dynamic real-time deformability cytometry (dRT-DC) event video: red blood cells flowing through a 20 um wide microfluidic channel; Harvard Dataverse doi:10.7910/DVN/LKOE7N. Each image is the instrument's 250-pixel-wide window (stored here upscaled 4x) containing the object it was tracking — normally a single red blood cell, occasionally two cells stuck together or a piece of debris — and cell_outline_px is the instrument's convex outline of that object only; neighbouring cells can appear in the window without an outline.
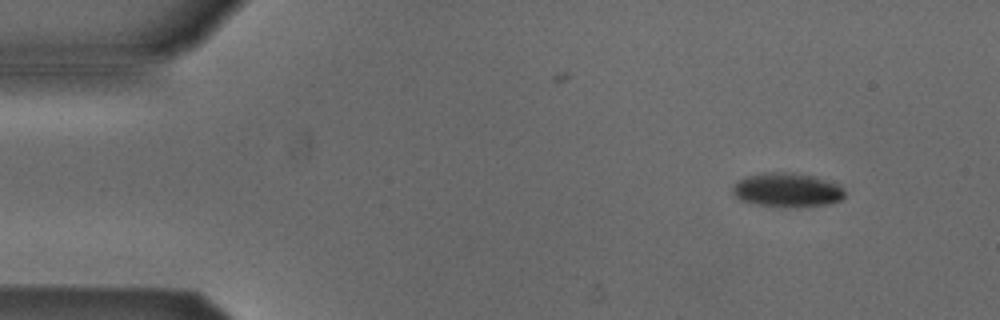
{"species": "Egyptian fruit bat (a non-hibernating species)", "species_latin": "Rousettus aegyptiacus", "temperature_condition": "cold", "stored_images_in_passage": 7, "camera_frame_rate_fps": 3000, "um_per_image_px": 0.085, "animal": {"sex": "male"}, "frame": {"image": 1, "passage_image": 1, "time_ms": 0.0, "image_size_px": [1000, 320], "cell_outline_px": [[844, 196], [840, 200], [828, 204], [760, 204], [740, 200], [732, 192], [732, 188], [736, 180], [744, 176], [764, 172], [792, 172], [812, 176], [840, 184], [844, 188]], "centroid_in_image_um": [66.87, 16.08], "position_along_channel_um": 18.1, "area_um2": 21.5}}
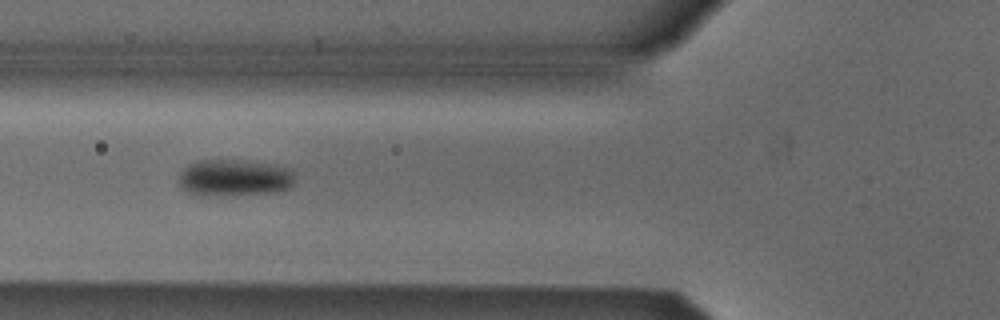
{"frame": {"image": 2, "passage_image": 4, "time_ms": 4.667, "image_size_px": [1000, 320], "cell_outline_px": [[292, 184], [288, 188], [276, 192], [220, 196], [196, 196], [180, 188], [180, 172], [188, 164], [196, 160], [244, 160], [272, 164], [292, 168]], "centroid_in_image_um": [19.87, 15.12], "position_along_channel_um": 105.9, "area_um2": 25.2}}
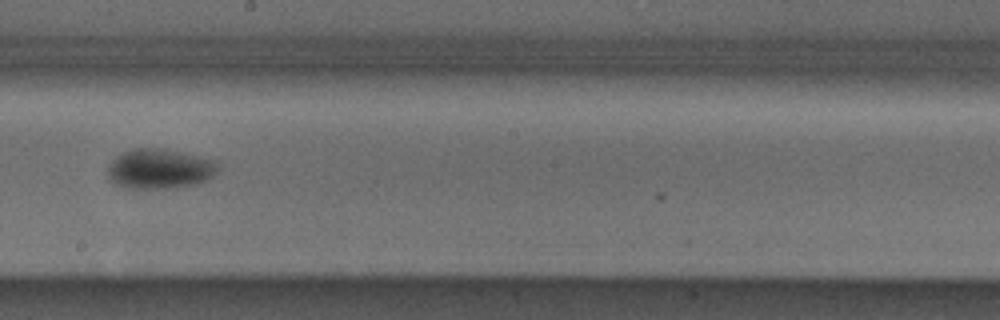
{"frame": {"image": 3, "passage_image": 7, "time_ms": 8.0, "image_size_px": [1000, 320], "cell_outline_px": [[216, 172], [208, 180], [196, 184], [176, 188], [124, 188], [108, 180], [108, 164], [116, 156], [132, 148], [160, 148], [180, 152], [216, 160]], "centroid_in_image_um": [13.53, 14.36], "position_along_channel_um": 234.7, "area_um2": 25.72}}